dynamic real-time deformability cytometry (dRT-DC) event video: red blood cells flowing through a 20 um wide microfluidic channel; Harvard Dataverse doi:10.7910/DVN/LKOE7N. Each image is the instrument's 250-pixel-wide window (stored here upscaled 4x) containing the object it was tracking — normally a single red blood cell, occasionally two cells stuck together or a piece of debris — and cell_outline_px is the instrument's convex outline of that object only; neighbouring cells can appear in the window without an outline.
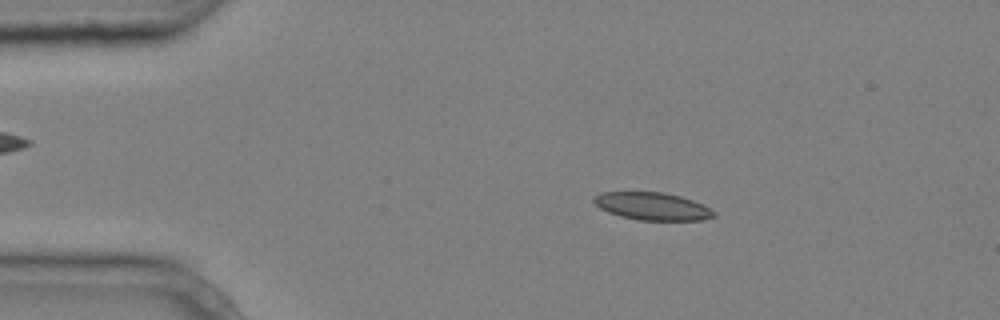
{"species": "common noctule bat (a hibernating species)", "species_latin": "Nyctalus noctula", "temperature_condition": "cold", "stored_images_in_passage": 6, "camera_frame_rate_fps": 3000, "um_per_image_px": 0.085, "animal": {"sex": "male", "body_mass_g": 20.4}, "frame": {"image": 1, "passage_image": 2, "time_ms": 0.333, "image_size_px": [1000, 320], "cell_outline_px": [[716, 216], [704, 220], [640, 220], [620, 216], [608, 212], [600, 208], [592, 200], [600, 192], [664, 192], [680, 196], [704, 204], [716, 212]], "centroid_in_image_um": [55.49, 17.53], "position_along_channel_um": 29.5, "area_um2": 19.36}}
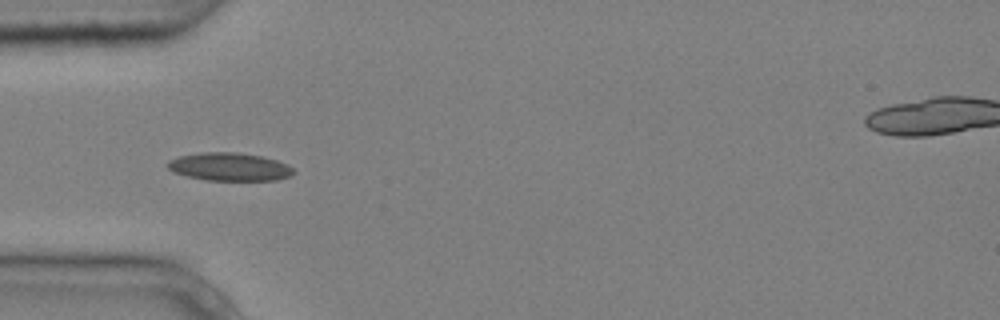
{"frame": {"image": 2, "passage_image": 4, "time_ms": 1.0, "image_size_px": [1000, 320], "cell_outline_px": [[296, 172], [292, 176], [276, 180], [208, 180], [188, 176], [172, 172], [168, 168], [168, 160], [180, 156], [200, 152], [236, 152], [260, 156], [276, 160], [288, 164]], "centroid_in_image_um": [19.53, 14.18], "position_along_channel_um": 65.5, "area_um2": 20.58}}
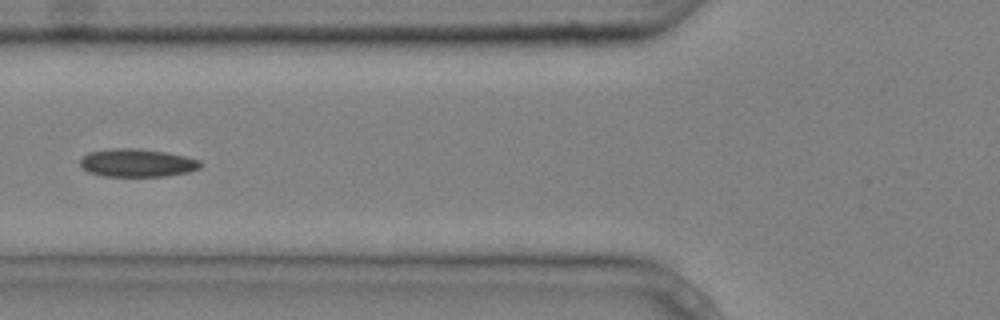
{"frame": {"image": 3, "passage_image": 5, "time_ms": 1.333, "image_size_px": [1000, 320], "cell_outline_px": [[204, 164], [200, 168], [188, 172], [164, 176], [104, 176], [88, 172], [80, 164], [80, 160], [88, 152], [108, 148], [136, 148], [164, 152], [184, 156], [200, 160]], "centroid_in_image_um": [11.66, 13.84], "position_along_channel_um": 114.1, "area_um2": 19.65}}